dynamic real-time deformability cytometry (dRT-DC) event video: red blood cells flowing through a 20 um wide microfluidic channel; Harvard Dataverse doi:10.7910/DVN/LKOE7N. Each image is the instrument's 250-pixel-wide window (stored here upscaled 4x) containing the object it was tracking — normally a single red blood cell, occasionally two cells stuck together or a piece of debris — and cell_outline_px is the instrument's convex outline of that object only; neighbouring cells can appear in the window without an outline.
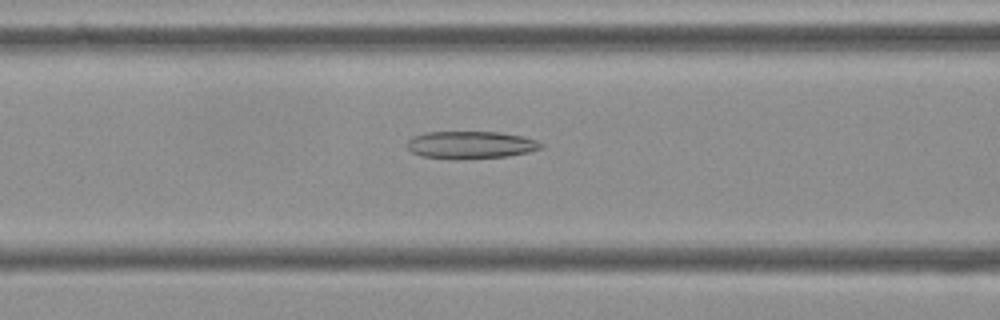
{"species": "Egyptian fruit bat (a non-hibernating species)", "species_latin": "Rousettus aegyptiacus", "temperature_condition": "cold", "stored_images_in_passage": 5, "segment_of_instrument_passage": [2, 2], "camera_frame_rate_fps": 3000, "um_per_image_px": 0.085, "frame": {"image": 1, "passage_image": 5, "time_ms": 1.333, "image_size_px": [1000, 320], "cell_outline_px": [[544, 148], [528, 152], [508, 156], [456, 160], [452, 160], [420, 156], [412, 152], [408, 148], [408, 140], [412, 136], [424, 132], [500, 132], [524, 136], [536, 140], [544, 144]], "centroid_in_image_um": [40.01, 12.32], "position_along_channel_um": 126.6, "area_um2": 21.85}}